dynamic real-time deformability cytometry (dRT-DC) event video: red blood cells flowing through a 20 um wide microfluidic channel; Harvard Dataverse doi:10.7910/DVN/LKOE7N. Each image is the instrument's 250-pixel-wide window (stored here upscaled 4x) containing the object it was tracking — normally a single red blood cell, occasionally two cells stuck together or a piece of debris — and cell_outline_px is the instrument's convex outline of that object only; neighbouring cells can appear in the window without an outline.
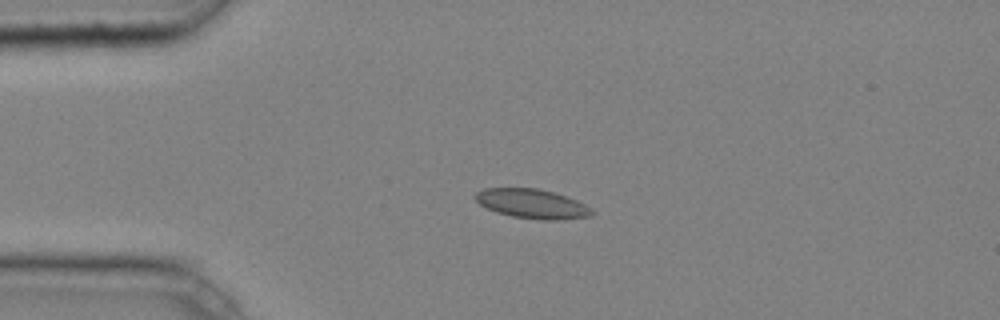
{"species": "common noctule bat (a hibernating species)", "species_latin": "Nyctalus noctula", "temperature_condition": "cold", "stored_images_in_passage": 6, "camera_frame_rate_fps": 3000, "um_per_image_px": 0.085, "animal": {"sex": "male", "body_mass_g": 20.4}, "frame": {"image": 1, "passage_image": 2, "time_ms": 0.333, "image_size_px": [1000, 320], "cell_outline_px": [[596, 212], [592, 216], [556, 220], [540, 220], [512, 216], [496, 212], [480, 204], [472, 196], [476, 192], [484, 188], [536, 188], [556, 192], [576, 200], [592, 208]], "centroid_in_image_um": [45.25, 17.32], "position_along_channel_um": 39.8, "area_um2": 20.11}}
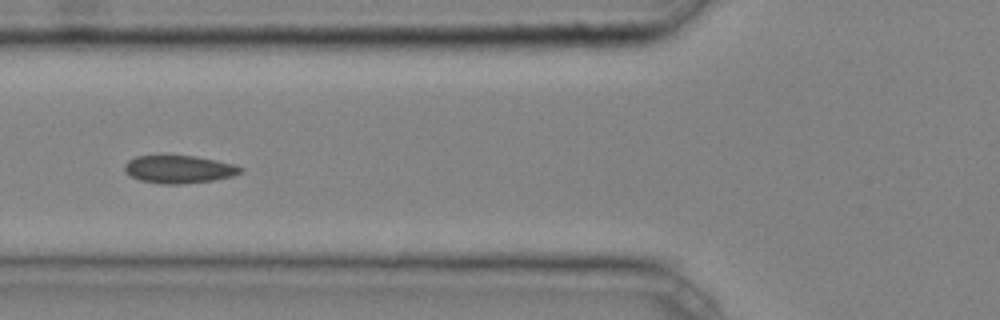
{"frame": {"image": 2, "passage_image": 4, "time_ms": 1.0, "image_size_px": [1000, 320], "cell_outline_px": [[244, 172], [232, 176], [212, 180], [180, 184], [160, 184], [140, 180], [132, 176], [124, 168], [124, 164], [128, 160], [136, 156], [196, 156], [236, 164], [244, 168]], "centroid_in_image_um": [15.26, 14.39], "position_along_channel_um": 110.5, "area_um2": 18.73}}